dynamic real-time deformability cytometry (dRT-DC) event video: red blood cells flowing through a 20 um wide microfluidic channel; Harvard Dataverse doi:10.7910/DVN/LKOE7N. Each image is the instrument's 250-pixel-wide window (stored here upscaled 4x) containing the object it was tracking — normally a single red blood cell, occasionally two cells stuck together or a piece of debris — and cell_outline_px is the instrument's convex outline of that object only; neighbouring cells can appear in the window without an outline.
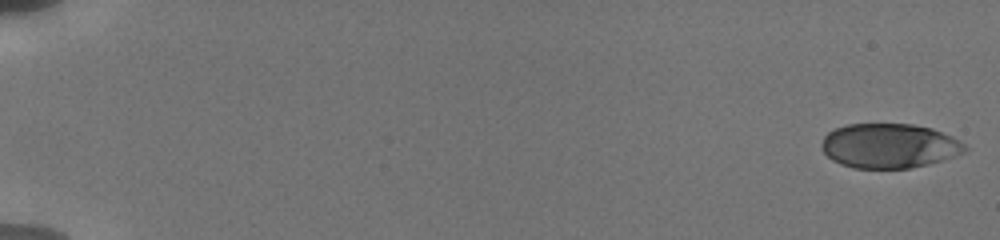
{"species": "human", "species_latin": "Homo sapiens", "temperature_condition": "cold", "stored_images_in_passage": 29, "camera_frame_rate_fps": 3000, "um_per_image_px": 0.085, "donor": {"sex": "male"}, "frame": {"image": 1, "passage_image": 1, "time_ms": 0.0, "image_size_px": [1000, 240], "cell_outline_px": [[968, 148], [964, 152], [956, 156], [928, 164], [908, 168], [852, 168], [840, 164], [832, 160], [824, 152], [820, 144], [824, 136], [828, 132], [836, 128], [848, 124], [912, 124], [932, 128], [952, 136], [960, 140]], "centroid_in_image_um": [75.59, 12.39], "position_along_channel_um": 9.4, "area_um2": 37.34}}
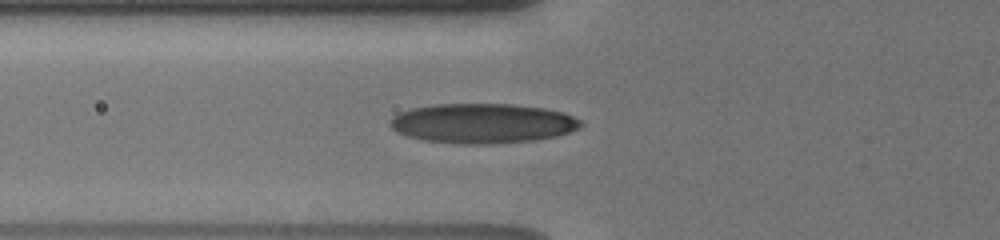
{"frame": {"image": 2, "passage_image": 11, "time_ms": 7.0, "image_size_px": [1000, 240], "cell_outline_px": [[584, 124], [580, 128], [556, 136], [532, 140], [488, 144], [460, 144], [424, 140], [408, 136], [396, 132], [388, 124], [392, 116], [400, 112], [412, 108], [432, 104], [512, 104], [544, 108], [564, 112], [580, 120]], "centroid_in_image_um": [41.0, 10.48], "position_along_channel_um": 84.8, "area_um2": 44.27}}
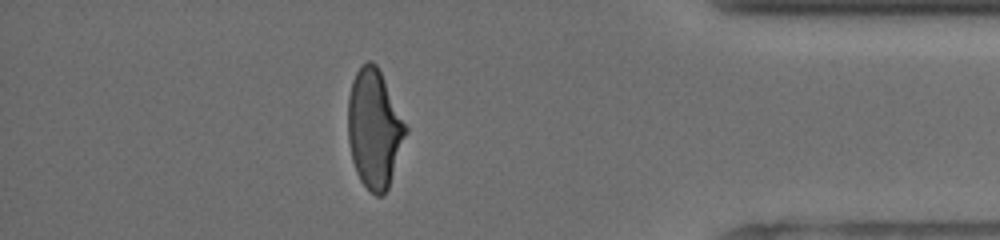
{"frame": {"image": 3, "passage_image": 26, "time_ms": 16.0, "image_size_px": [1000, 240], "cell_outline_px": [[408, 132], [388, 188], [380, 196], [376, 196], [360, 180], [356, 172], [352, 160], [348, 140], [348, 96], [352, 80], [356, 72], [368, 60], [372, 60], [376, 64], [408, 128]], "centroid_in_image_um": [31.81, 10.95], "position_along_channel_um": 403.4, "area_um2": 39.65}, "authors_computed_cell_mechanics": {"area_um2": 40.0554, "velocity_mm_per_s": 3.8347, "shape_relaxation_time_tau1_ms": 4.2208, "shape_relaxation_time_tau2_ms": 1.0155, "deformation_change_tau1": 0.1737, "deformation_change_tau2": 0.0795}}